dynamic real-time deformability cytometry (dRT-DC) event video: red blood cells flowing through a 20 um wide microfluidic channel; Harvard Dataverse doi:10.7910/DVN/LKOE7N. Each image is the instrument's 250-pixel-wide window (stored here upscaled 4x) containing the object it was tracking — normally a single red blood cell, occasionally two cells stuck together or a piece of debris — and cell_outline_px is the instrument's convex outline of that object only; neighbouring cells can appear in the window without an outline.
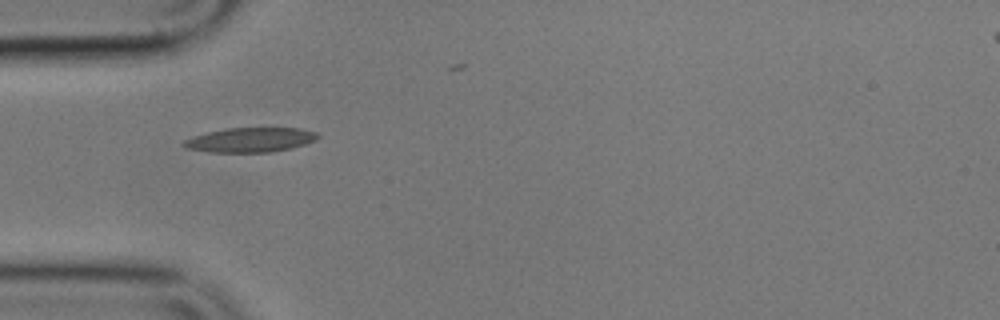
{"species": "common noctule bat (a hibernating species)", "species_latin": "Nyctalus noctula", "temperature_condition": "cold", "stored_images_in_passage": 40, "camera_frame_rate_fps": 3000, "um_per_image_px": 0.085, "animal": {"sex": "male", "body_mass_g": 17.9}, "frame": {"image": 1, "passage_image": 1, "time_ms": 0.0, "image_size_px": [1000, 320], "cell_outline_px": [[320, 136], [316, 140], [292, 148], [272, 152], [208, 152], [184, 148], [180, 144], [184, 140], [192, 136], [208, 132], [228, 128], [300, 128], [316, 132]], "centroid_in_image_um": [21.25, 11.89], "position_along_channel_um": 63.8, "area_um2": 19.31}}
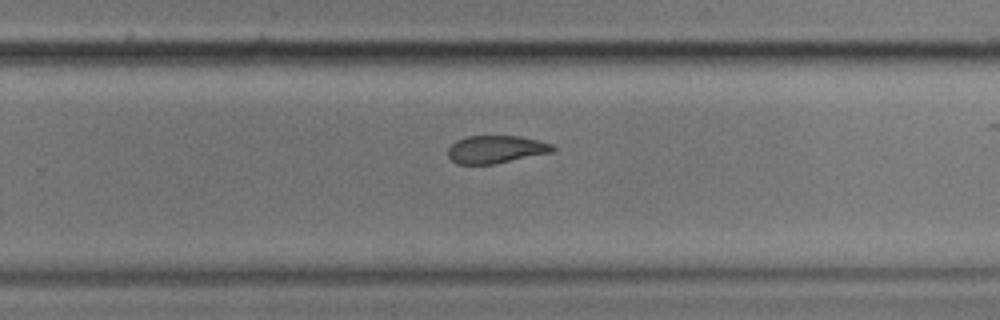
{"frame": {"image": 2, "passage_image": 20, "time_ms": 6.333, "image_size_px": [1000, 320], "cell_outline_px": [[556, 148], [552, 152], [496, 164], [456, 164], [448, 156], [448, 148], [456, 140], [468, 136], [520, 136], [552, 144]], "centroid_in_image_um": [42.14, 12.7], "position_along_channel_um": 287.7, "area_um2": 16.94}}
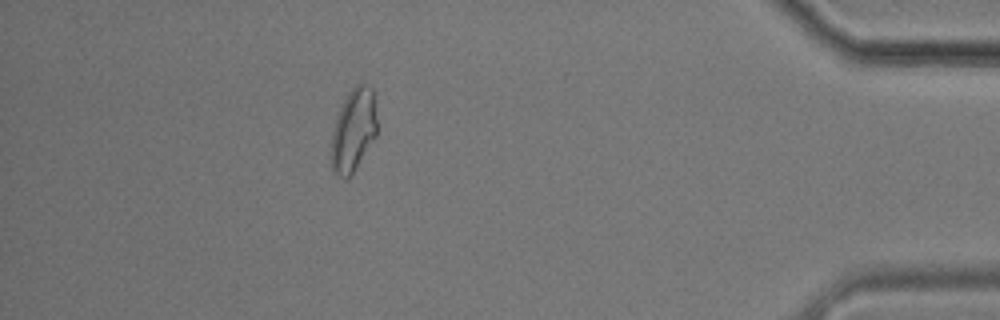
{"frame": {"image": 3, "passage_image": 34, "time_ms": 11.0, "image_size_px": [1000, 320], "cell_outline_px": [[376, 136], [352, 176], [348, 180], [344, 180], [332, 168], [328, 156], [332, 132], [336, 116], [340, 104], [348, 92], [356, 84], [368, 84], [372, 88], [376, 120]], "centroid_in_image_um": [29.99, 11.11], "position_along_channel_um": 405.2, "area_um2": 22.72}, "authors_computed_cell_mechanics": {"area_um2": 18.5827, "velocity_mm_per_s": 3.5519, "shape_relaxation_time_tau1_ms": 8.0733, "shape_relaxation_time_tau2_ms": 4.473, "deformation_change_tau1": 0.183, "deformation_change_tau2": 0.1132}}